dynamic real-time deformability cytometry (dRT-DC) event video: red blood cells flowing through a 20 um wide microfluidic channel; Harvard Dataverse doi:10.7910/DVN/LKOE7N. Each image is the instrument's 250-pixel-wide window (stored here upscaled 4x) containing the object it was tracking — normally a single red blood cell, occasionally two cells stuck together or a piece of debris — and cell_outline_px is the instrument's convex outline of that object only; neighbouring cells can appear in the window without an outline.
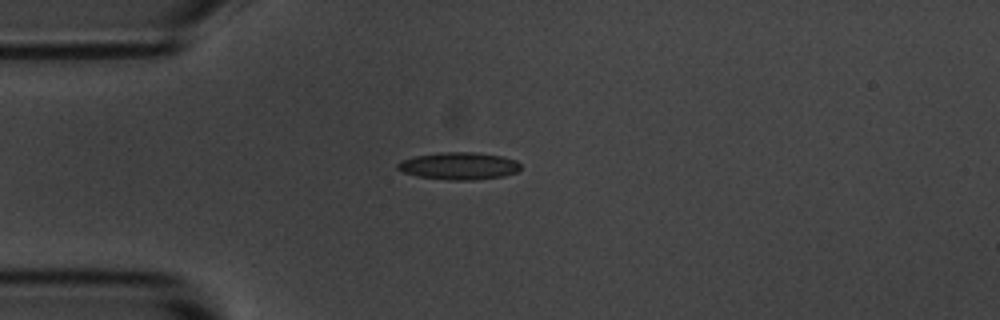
{"species": "common noctule bat (a hibernating species)", "species_latin": "Nyctalus noctula", "temperature_condition": "room temperature", "stored_images_in_passage": 4, "camera_frame_rate_fps": 3000, "um_per_image_px": 0.085, "animal": {"sex": "male", "body_mass_g": 20.1, "forearm_length_mm": 53.5}, "frame": {"image": 1, "passage_image": 4, "time_ms": 4.333, "image_size_px": [1000, 320], "cell_outline_px": [[520, 168], [516, 172], [504, 176], [472, 180], [452, 180], [416, 176], [404, 172], [396, 168], [396, 164], [400, 160], [416, 156], [440, 152], [476, 152], [500, 156], [516, 160], [520, 164]], "centroid_in_image_um": [38.99, 14.1], "position_along_channel_um": 46.0, "area_um2": 19.54}}